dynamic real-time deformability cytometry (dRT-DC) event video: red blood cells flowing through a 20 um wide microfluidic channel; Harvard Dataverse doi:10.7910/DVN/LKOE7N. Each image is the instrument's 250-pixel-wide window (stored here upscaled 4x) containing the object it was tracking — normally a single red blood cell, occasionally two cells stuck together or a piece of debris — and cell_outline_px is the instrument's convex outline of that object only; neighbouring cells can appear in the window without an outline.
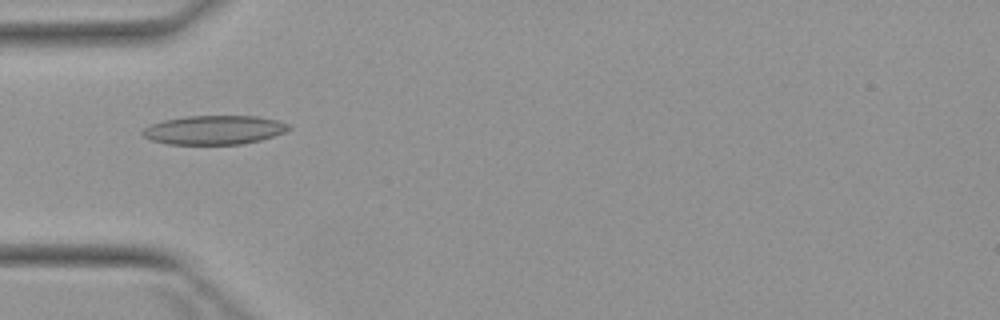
{"species": "Egyptian fruit bat (a non-hibernating species)", "species_latin": "Rousettus aegyptiacus", "temperature_condition": "warm", "stored_images_in_passage": 4, "camera_frame_rate_fps": 3000, "um_per_image_px": 0.085, "animal": {"sex": "female"}, "frame": {"image": 1, "passage_image": 4, "time_ms": 4.333, "image_size_px": [1000, 320], "cell_outline_px": [[292, 128], [284, 132], [260, 140], [240, 144], [168, 144], [152, 140], [144, 136], [140, 132], [144, 128], [152, 124], [164, 120], [188, 116], [256, 116], [276, 120], [288, 124]], "centroid_in_image_um": [18.2, 11.04], "position_along_channel_um": 66.8, "area_um2": 24.45}}